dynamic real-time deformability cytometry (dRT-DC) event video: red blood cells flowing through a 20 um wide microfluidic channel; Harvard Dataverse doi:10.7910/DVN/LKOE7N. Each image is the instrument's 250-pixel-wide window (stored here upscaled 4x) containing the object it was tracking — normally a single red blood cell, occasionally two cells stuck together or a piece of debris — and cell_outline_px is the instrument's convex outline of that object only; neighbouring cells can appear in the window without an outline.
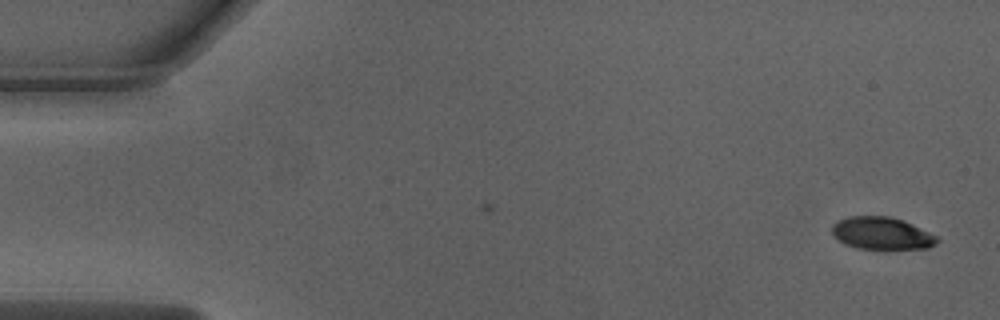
{"species": "Egyptian fruit bat (a non-hibernating species)", "species_latin": "Rousettus aegyptiacus", "temperature_condition": "warm", "stored_images_in_passage": 50, "camera_frame_rate_fps": 3000, "um_per_image_px": 0.085, "animal": {"sex": "male"}, "frame": {"image": 1, "passage_image": 1, "time_ms": 0.0, "image_size_px": [1000, 320], "cell_outline_px": [[940, 240], [936, 244], [928, 248], [888, 252], [856, 248], [844, 244], [832, 236], [832, 224], [836, 220], [848, 216], [888, 216], [904, 220], [936, 236]], "centroid_in_image_um": [74.93, 19.88], "position_along_channel_um": 10.1, "area_um2": 20.87}}
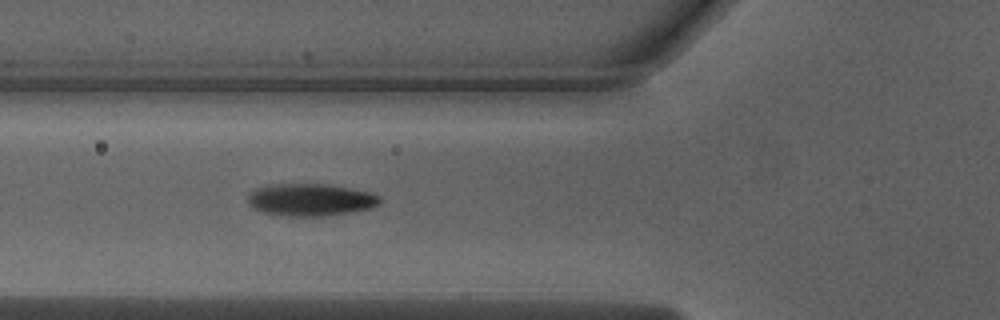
{"frame": {"image": 2, "passage_image": 18, "time_ms": 5.667, "image_size_px": [1000, 320], "cell_outline_px": [[384, 200], [380, 204], [372, 208], [324, 216], [288, 216], [260, 212], [252, 208], [248, 204], [248, 196], [256, 188], [276, 184], [328, 184], [372, 192], [380, 196]], "centroid_in_image_um": [26.43, 16.98], "position_along_channel_um": 99.4, "area_um2": 25.03}}
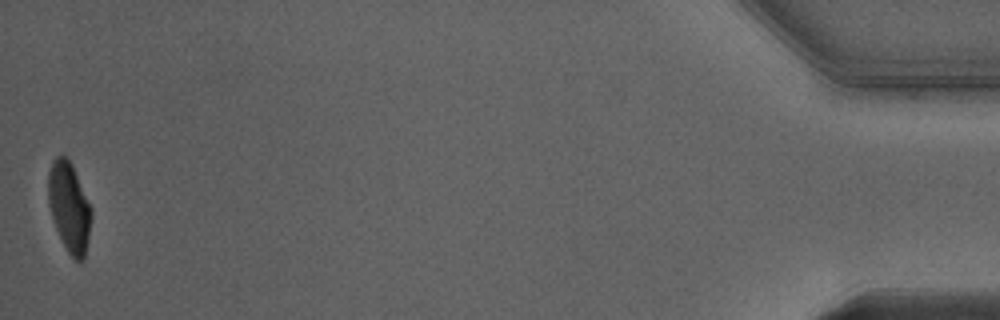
{"frame": {"image": 3, "passage_image": 50, "time_ms": 16.333, "image_size_px": [1000, 320], "cell_outline_px": [[92, 216], [88, 240], [84, 260], [80, 264], [68, 252], [56, 228], [48, 204], [48, 172], [52, 160], [56, 156], [64, 156], [72, 164], [92, 208]], "centroid_in_image_um": [5.89, 17.6], "position_along_channel_um": 429.3, "area_um2": 22.54}, "authors_computed_cell_mechanics": {"area_um2": 24.1315, "velocity_mm_per_s": 4.0141, "shape_relaxation_time_tau1_ms": 2.2077, "shape_relaxation_time_tau2_ms": 1.0694, "deformation_change_tau1": 0.1728, "deformation_change_tau2": 0.0491}}